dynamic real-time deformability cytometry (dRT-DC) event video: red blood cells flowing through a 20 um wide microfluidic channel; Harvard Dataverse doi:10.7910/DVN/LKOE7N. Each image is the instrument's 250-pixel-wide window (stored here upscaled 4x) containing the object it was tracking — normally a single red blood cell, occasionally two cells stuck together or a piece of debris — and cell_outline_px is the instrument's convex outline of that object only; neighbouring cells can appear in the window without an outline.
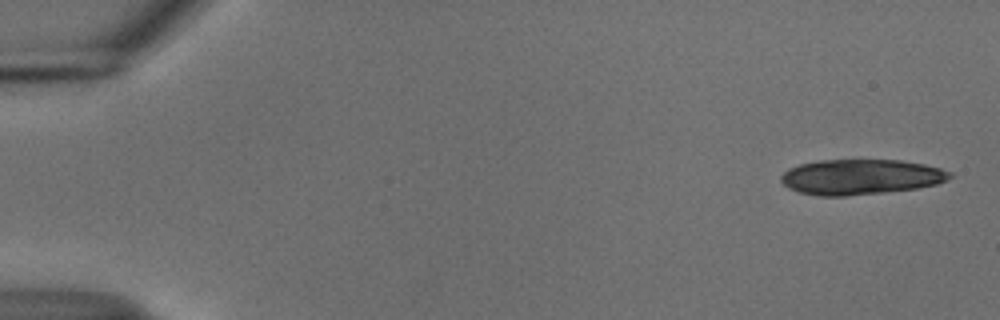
{"species": "common noctule bat (a hibernating species)", "species_latin": "Nyctalus noctula", "temperature_condition": "cold", "stored_images_in_passage": 19, "camera_frame_rate_fps": 3000, "um_per_image_px": 0.085, "animal": {"sex": "male", "body_mass_g": 18.8}, "frame": {"image": 1, "passage_image": 1, "time_ms": 0.0, "image_size_px": [1000, 320], "cell_outline_px": [[952, 176], [948, 180], [936, 184], [916, 188], [848, 196], [816, 196], [796, 192], [788, 188], [780, 180], [780, 176], [788, 168], [800, 164], [820, 160], [900, 160], [924, 164], [940, 168], [952, 172]], "centroid_in_image_um": [73.13, 15.04], "position_along_channel_um": 11.9, "area_um2": 34.85}}
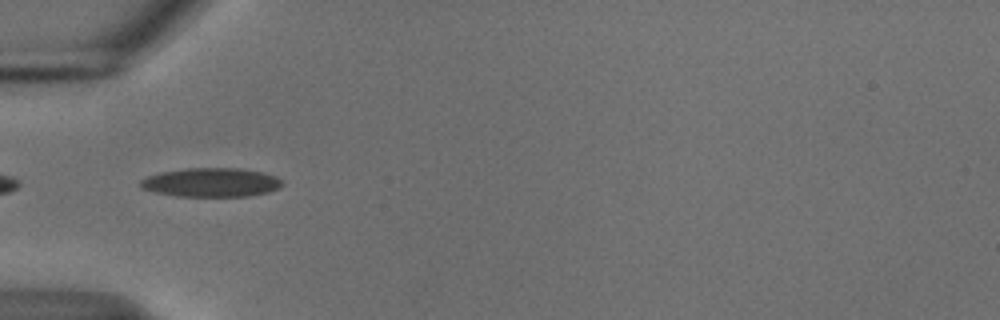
{"frame": {"image": 2, "passage_image": 17, "time_ms": 5.333, "image_size_px": [1000, 320], "cell_outline_px": [[280, 184], [276, 188], [268, 192], [248, 196], [176, 196], [156, 192], [140, 188], [140, 180], [148, 176], [160, 172], [188, 168], [236, 168], [260, 172], [276, 176], [280, 180]], "centroid_in_image_um": [17.89, 15.5], "position_along_channel_um": 67.1, "area_um2": 23.58}}